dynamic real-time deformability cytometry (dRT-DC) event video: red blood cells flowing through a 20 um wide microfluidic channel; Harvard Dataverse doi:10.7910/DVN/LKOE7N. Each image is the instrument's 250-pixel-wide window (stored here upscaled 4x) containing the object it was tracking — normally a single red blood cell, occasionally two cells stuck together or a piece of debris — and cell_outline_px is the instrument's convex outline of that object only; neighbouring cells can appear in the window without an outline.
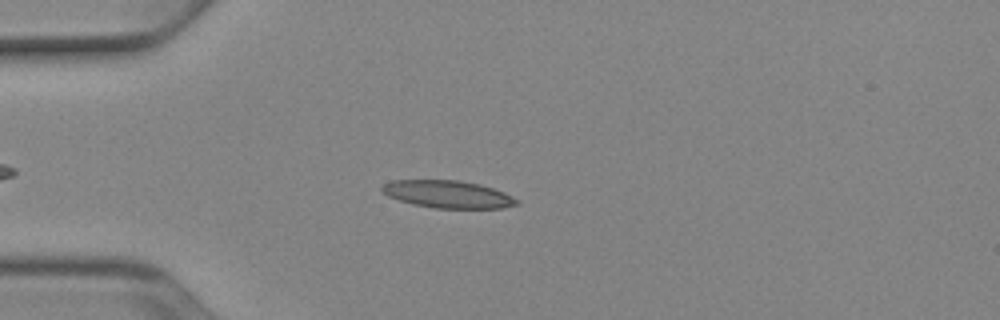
{"species": "Egyptian fruit bat (a non-hibernating species)", "species_latin": "Rousettus aegyptiacus", "temperature_condition": "cold", "stored_images_in_passage": 42, "camera_frame_rate_fps": 3000, "um_per_image_px": 0.085, "animal": {"sex": "female"}, "frame": {"image": 1, "passage_image": 10, "time_ms": 3.0, "image_size_px": [1000, 320], "cell_outline_px": [[520, 204], [504, 208], [436, 208], [412, 204], [388, 196], [380, 192], [380, 188], [384, 184], [392, 180], [460, 180], [480, 184], [504, 192], [520, 200]], "centroid_in_image_um": [38.08, 16.51], "position_along_channel_um": 46.9, "area_um2": 21.73}}
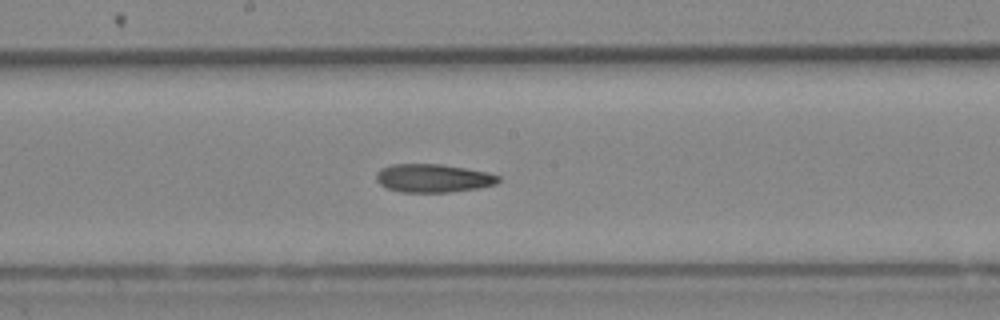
{"frame": {"image": 2, "passage_image": 24, "time_ms": 7.667, "image_size_px": [1000, 320], "cell_outline_px": [[500, 180], [496, 184], [476, 188], [448, 192], [400, 192], [388, 188], [380, 184], [376, 180], [376, 172], [380, 168], [392, 164], [440, 164], [488, 172], [500, 176]], "centroid_in_image_um": [36.79, 15.14], "position_along_channel_um": 211.4, "area_um2": 20.11}}
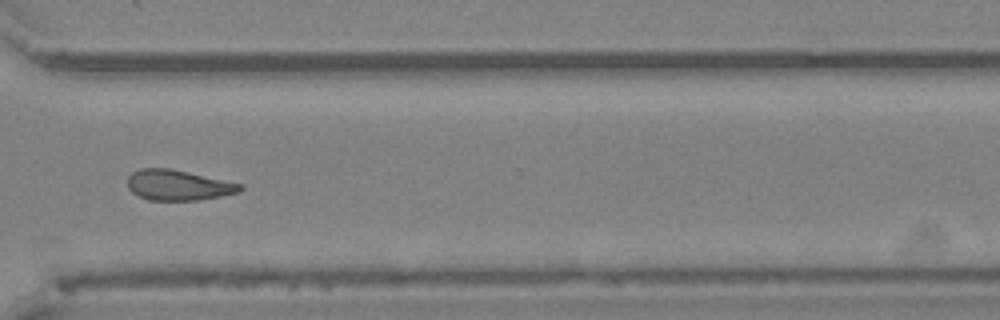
{"frame": {"image": 3, "passage_image": 35, "time_ms": 11.333, "image_size_px": [1000, 320], "cell_outline_px": [[244, 188], [240, 192], [220, 196], [196, 200], [148, 200], [132, 192], [128, 188], [128, 176], [132, 172], [140, 168], [168, 168], [244, 184]], "centroid_in_image_um": [15.15, 15.73], "position_along_channel_um": 355.4, "area_um2": 19.88}, "authors_computed_cell_mechanics": {"area_um2": 20.4612, "velocity_mm_per_s": 3.9148, "shape_relaxation_time_tau1_ms": 6.2362, "shape_relaxation_time_tau2_ms": 10.8165, "deformation_change_tau1": 0.1554, "deformation_change_tau2": 0.2263}}